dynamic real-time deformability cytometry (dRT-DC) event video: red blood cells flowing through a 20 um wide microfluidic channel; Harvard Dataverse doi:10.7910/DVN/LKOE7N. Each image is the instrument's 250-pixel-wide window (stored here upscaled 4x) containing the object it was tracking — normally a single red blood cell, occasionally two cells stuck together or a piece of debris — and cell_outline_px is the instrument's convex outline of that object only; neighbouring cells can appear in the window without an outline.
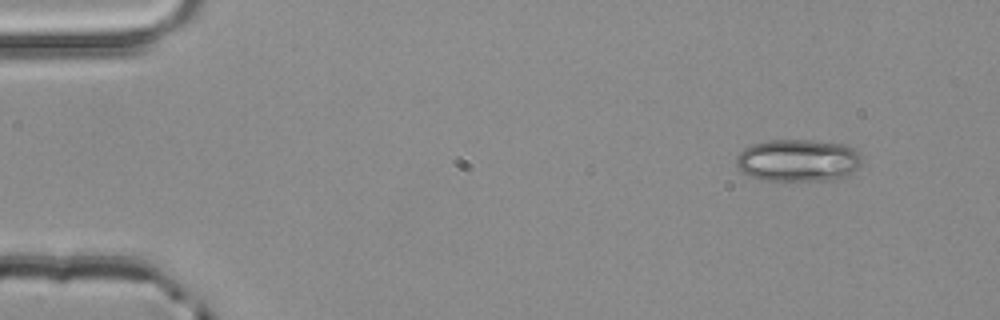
{"species": "common noctule bat (a hibernating species)", "species_latin": "Nyctalus noctula", "temperature_condition": "room temperature", "stored_images_in_passage": 3, "camera_frame_rate_fps": 3000, "um_per_image_px": 0.085, "animal": {"sex": "male", "body_mass_g": 20.4}, "frame": {"image": 1, "passage_image": 1, "time_ms": 0.0, "image_size_px": [1000, 320], "cell_outline_px": [[860, 164], [848, 176], [832, 180], [764, 180], [748, 176], [740, 172], [736, 164], [736, 156], [744, 148], [752, 144], [768, 140], [812, 140], [844, 144], [860, 152]], "centroid_in_image_um": [67.8, 13.63], "position_along_channel_um": 17.2, "area_um2": 31.15}}